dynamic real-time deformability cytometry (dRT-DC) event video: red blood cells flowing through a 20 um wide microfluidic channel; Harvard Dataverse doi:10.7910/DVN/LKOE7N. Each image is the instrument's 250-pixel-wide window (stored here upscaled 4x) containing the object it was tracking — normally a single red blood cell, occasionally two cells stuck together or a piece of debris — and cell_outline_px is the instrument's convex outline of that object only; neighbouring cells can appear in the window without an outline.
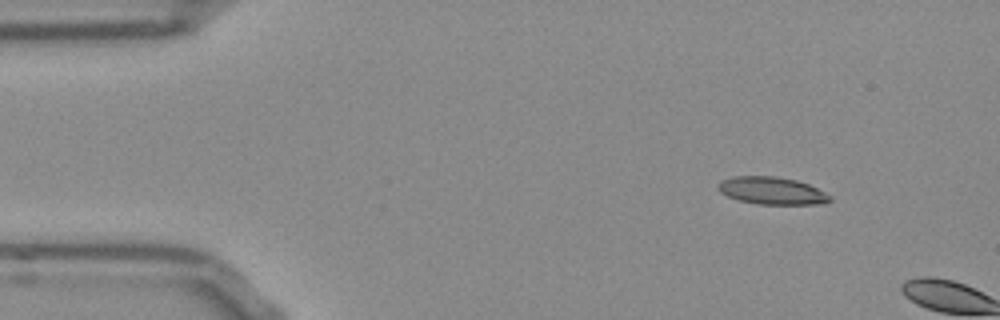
{"species": "Egyptian fruit bat (a non-hibernating species)", "species_latin": "Rousettus aegyptiacus", "temperature_condition": "room temperature", "stored_images_in_passage": 3, "camera_frame_rate_fps": 3000, "um_per_image_px": 0.085, "frame": {"image": 1, "passage_image": 1, "time_ms": 0.0, "image_size_px": [1000, 320], "cell_outline_px": [[832, 200], [824, 204], [756, 204], [740, 200], [728, 196], [720, 192], [716, 188], [720, 180], [732, 176], [776, 176], [796, 180], [808, 184], [832, 196]], "centroid_in_image_um": [65.6, 16.21], "position_along_channel_um": 19.4, "area_um2": 17.98}}